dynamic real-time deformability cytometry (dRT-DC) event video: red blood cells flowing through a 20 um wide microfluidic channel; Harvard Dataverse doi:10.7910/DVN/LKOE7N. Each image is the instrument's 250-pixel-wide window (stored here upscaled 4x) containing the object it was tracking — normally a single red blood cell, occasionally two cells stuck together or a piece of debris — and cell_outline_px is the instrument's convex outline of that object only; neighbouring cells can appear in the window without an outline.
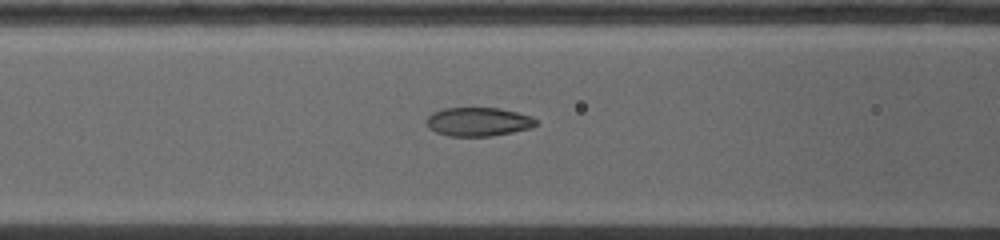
{"species": "common noctule bat (a hibernating species)", "species_latin": "Nyctalus noctula", "temperature_condition": "warm", "stored_images_in_passage": 25, "camera_frame_rate_fps": 5000, "um_per_image_px": 0.085, "animal": {"sex": "female", "body_mass_g": 19.0, "forearm_length_mm": 53.3}, "frame": {"image": 1, "passage_image": 6, "time_ms": 2.4, "image_size_px": [1000, 240], "cell_outline_px": [[540, 124], [532, 128], [492, 136], [448, 136], [436, 132], [428, 128], [424, 120], [432, 112], [444, 108], [500, 108], [532, 116]], "centroid_in_image_um": [40.65, 10.35], "position_along_channel_um": 126.0, "area_um2": 18.61}}
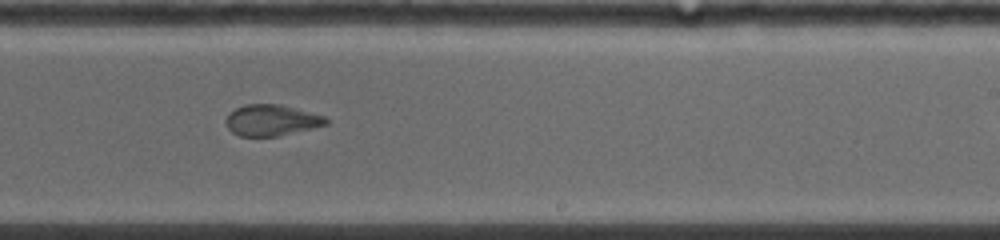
{"frame": {"image": 2, "passage_image": 14, "time_ms": 6.0, "image_size_px": [1000, 240], "cell_outline_px": [[328, 124], [276, 136], [240, 136], [232, 132], [228, 128], [224, 120], [228, 112], [244, 104], [280, 104], [324, 116], [328, 120]], "centroid_in_image_um": [23.01, 10.21], "position_along_channel_um": 266.0, "area_um2": 18.03}}
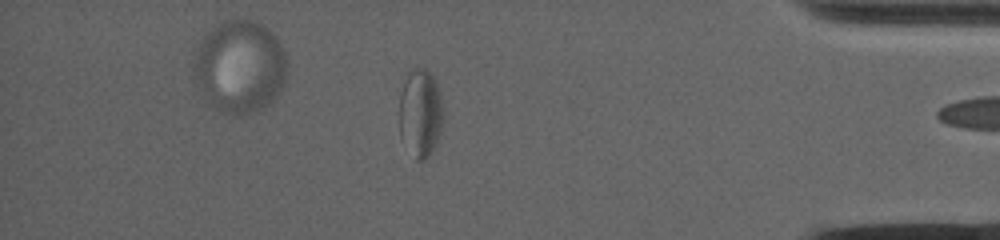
{"frame": {"image": 3, "passage_image": 24, "time_ms": 10.4, "image_size_px": [1000, 240], "cell_outline_px": [[444, 116], [436, 144], [428, 156], [424, 160], [416, 160], [400, 140], [400, 92], [408, 72], [412, 68], [424, 68], [436, 80], [440, 96]], "centroid_in_image_um": [35.72, 9.62], "position_along_channel_um": 399.5, "area_um2": 22.66}, "authors_computed_cell_mechanics": {"area_um2": 19.2474, "velocity_mm_per_s": 3.9031, "shape_relaxation_time_tau1_ms": null, "shape_relaxation_time_tau2_ms": 2.3052, "deformation_change_tau1": null, "deformation_change_tau2": 0.082}}